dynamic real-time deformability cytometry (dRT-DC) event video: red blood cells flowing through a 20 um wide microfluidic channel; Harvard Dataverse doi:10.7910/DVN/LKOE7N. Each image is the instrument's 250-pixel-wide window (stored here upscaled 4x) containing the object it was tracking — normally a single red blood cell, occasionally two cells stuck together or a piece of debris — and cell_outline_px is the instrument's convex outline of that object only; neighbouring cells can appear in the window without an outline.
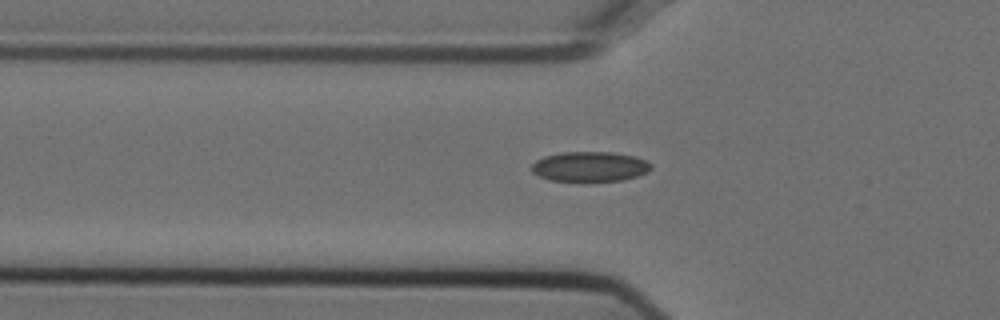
{"species": "Egyptian fruit bat (a non-hibernating species)", "species_latin": "Rousettus aegyptiacus", "temperature_condition": "cold", "stored_images_in_passage": 38, "camera_frame_rate_fps": 3000, "um_per_image_px": 0.085, "animal": {"sex": "female"}, "frame": {"image": 1, "passage_image": 2, "time_ms": 0.333, "image_size_px": [1000, 320], "cell_outline_px": [[652, 168], [648, 172], [636, 176], [620, 180], [548, 180], [532, 172], [532, 164], [536, 160], [544, 156], [560, 152], [612, 152], [636, 156], [652, 164]], "centroid_in_image_um": [50.14, 14.14], "position_along_channel_um": 75.7, "area_um2": 20.63}}
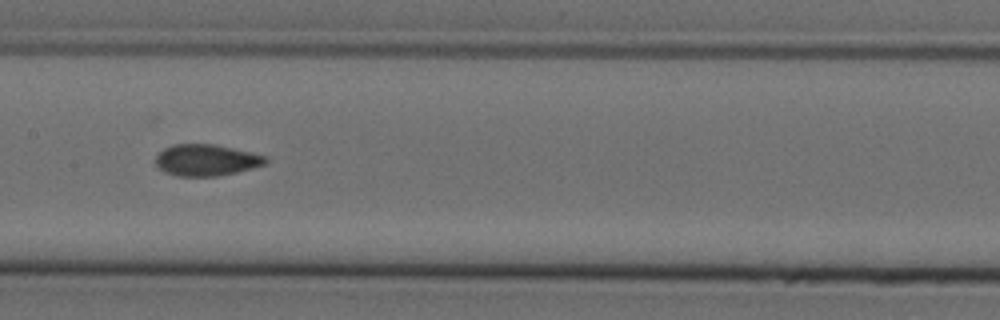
{"frame": {"image": 2, "passage_image": 11, "time_ms": 3.333, "image_size_px": [1000, 320], "cell_outline_px": [[268, 164], [236, 172], [216, 176], [176, 176], [164, 172], [156, 164], [156, 156], [164, 148], [172, 144], [212, 144], [252, 152], [268, 156]], "centroid_in_image_um": [17.56, 13.61], "position_along_channel_um": 189.8, "area_um2": 20.23}}
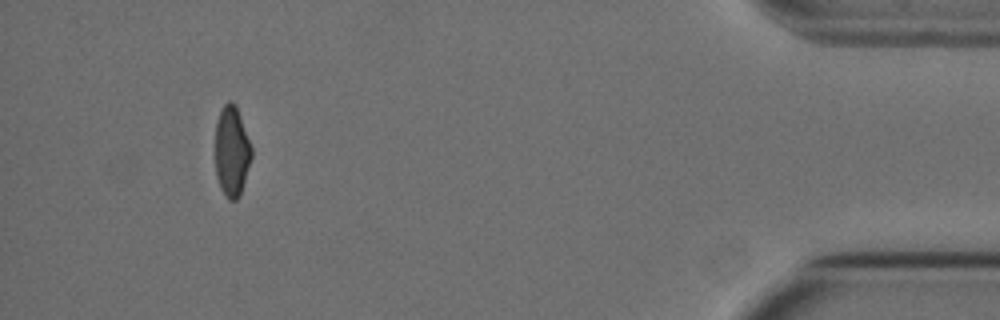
{"frame": {"image": 3, "passage_image": 34, "time_ms": 11.0, "image_size_px": [1000, 320], "cell_outline_px": [[252, 156], [240, 196], [236, 200], [228, 200], [220, 188], [216, 176], [216, 120], [224, 104], [228, 100], [232, 100], [236, 104], [252, 148]], "centroid_in_image_um": [19.7, 12.86], "position_along_channel_um": 415.5, "area_um2": 19.19}, "authors_computed_cell_mechanics": {"area_um2": 20.2011, "velocity_mm_per_s": 3.7579, "shape_relaxation_time_tau1_ms": null, "shape_relaxation_time_tau2_ms": 1.6856, "deformation_change_tau1": null, "deformation_change_tau2": 0.0761}}